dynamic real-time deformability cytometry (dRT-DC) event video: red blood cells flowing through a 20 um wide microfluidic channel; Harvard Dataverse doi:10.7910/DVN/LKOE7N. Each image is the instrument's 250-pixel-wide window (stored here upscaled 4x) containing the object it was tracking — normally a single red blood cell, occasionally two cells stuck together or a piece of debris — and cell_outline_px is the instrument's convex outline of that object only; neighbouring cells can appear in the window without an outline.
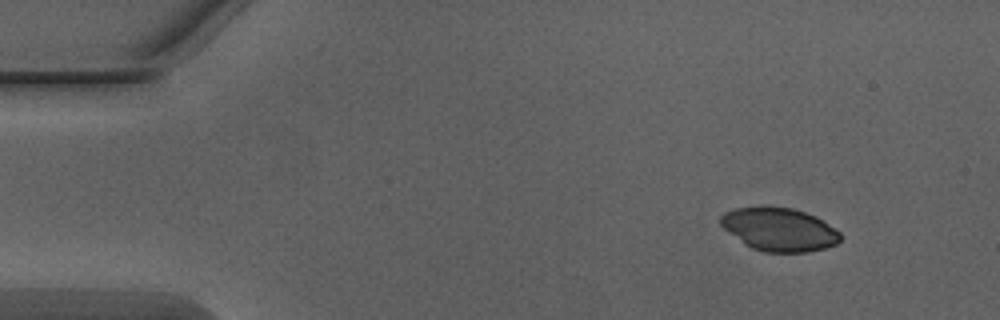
{"species": "Egyptian fruit bat (a non-hibernating species)", "species_latin": "Rousettus aegyptiacus", "temperature_condition": "warm", "stored_images_in_passage": 9, "camera_frame_rate_fps": 3000, "um_per_image_px": 0.085, "animal": {"sex": "male"}, "frame": {"image": 1, "passage_image": 1, "time_ms": 0.0, "image_size_px": [1000, 320], "cell_outline_px": [[840, 240], [836, 244], [824, 248], [808, 252], [764, 252], [752, 248], [744, 244], [724, 228], [720, 224], [720, 216], [724, 212], [736, 208], [760, 204], [764, 204], [792, 208], [816, 216], [824, 220], [840, 232]], "centroid_in_image_um": [66.21, 19.46], "position_along_channel_um": 18.8, "area_um2": 30.69}}